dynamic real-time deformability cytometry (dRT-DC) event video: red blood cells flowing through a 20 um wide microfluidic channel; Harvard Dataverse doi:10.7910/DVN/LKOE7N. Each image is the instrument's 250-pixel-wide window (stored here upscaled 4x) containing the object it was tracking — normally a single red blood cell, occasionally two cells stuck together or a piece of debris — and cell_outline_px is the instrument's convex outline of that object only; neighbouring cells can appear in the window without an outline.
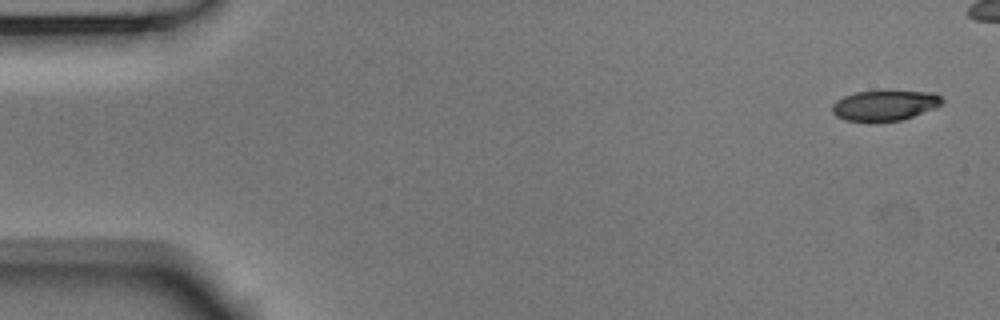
{"species": "Egyptian fruit bat (a non-hibernating species)", "species_latin": "Rousettus aegyptiacus", "temperature_condition": "room temperature", "stored_images_in_passage": 46, "camera_frame_rate_fps": 3000, "um_per_image_px": 0.085, "animal": {"sex": "male"}, "frame": {"image": 1, "passage_image": 1, "time_ms": 0.0, "image_size_px": [1000, 320], "cell_outline_px": [[944, 104], [912, 116], [900, 120], [872, 124], [844, 120], [836, 116], [832, 112], [832, 104], [836, 100], [844, 96], [856, 92], [936, 92], [944, 100]], "centroid_in_image_um": [75.16, 9.0], "position_along_channel_um": 9.8, "area_um2": 19.65}}
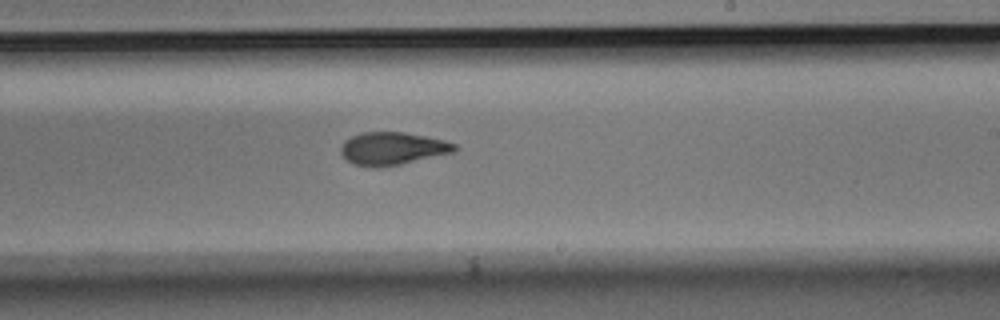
{"frame": {"image": 2, "passage_image": 31, "time_ms": 10.0, "image_size_px": [1000, 320], "cell_outline_px": [[460, 148], [456, 152], [400, 164], [376, 168], [372, 168], [356, 164], [348, 160], [340, 152], [340, 148], [344, 140], [360, 132], [404, 132], [444, 140], [456, 144]], "centroid_in_image_um": [33.39, 12.62], "position_along_channel_um": 255.6, "area_um2": 21.79}}
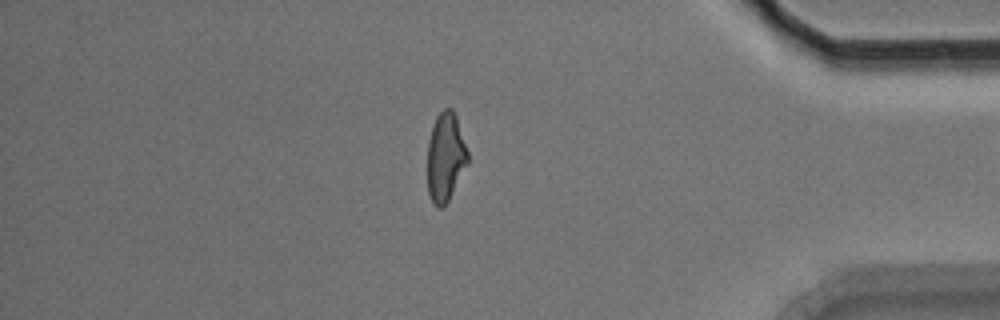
{"frame": {"image": 3, "passage_image": 45, "time_ms": 14.667, "image_size_px": [1000, 320], "cell_outline_px": [[468, 164], [444, 208], [436, 208], [428, 192], [428, 140], [432, 124], [436, 116], [444, 108], [452, 108], [456, 116], [468, 152]], "centroid_in_image_um": [37.86, 13.35], "position_along_channel_um": 397.3, "area_um2": 20.98}}